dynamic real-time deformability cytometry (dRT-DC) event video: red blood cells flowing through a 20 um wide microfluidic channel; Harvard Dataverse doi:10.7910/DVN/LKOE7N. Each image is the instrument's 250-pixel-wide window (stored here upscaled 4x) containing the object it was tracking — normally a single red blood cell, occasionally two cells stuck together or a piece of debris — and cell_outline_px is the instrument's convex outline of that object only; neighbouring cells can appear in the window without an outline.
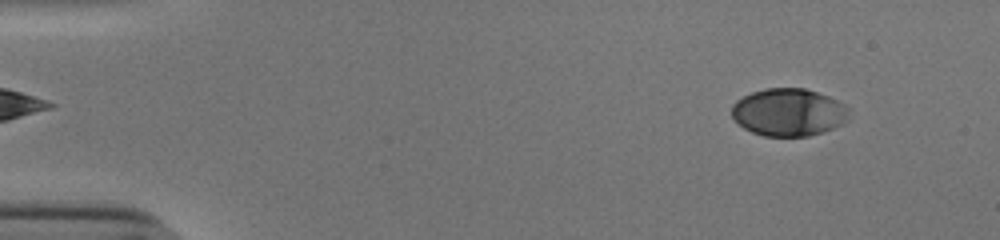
{"species": "human", "species_latin": "Homo sapiens", "temperature_condition": "cold", "stored_images_in_passage": 51, "camera_frame_rate_fps": 3000, "um_per_image_px": 0.085, "donor": {"sex": "male"}, "frame": {"image": 1, "passage_image": 3, "time_ms": 0.667, "image_size_px": [1000, 240], "cell_outline_px": [[848, 120], [832, 128], [808, 136], [764, 136], [752, 132], [744, 128], [732, 116], [732, 104], [736, 100], [752, 92], [764, 88], [804, 88], [828, 96], [844, 104], [848, 108]], "centroid_in_image_um": [67.01, 9.53], "position_along_channel_um": 18.0, "area_um2": 32.31}}
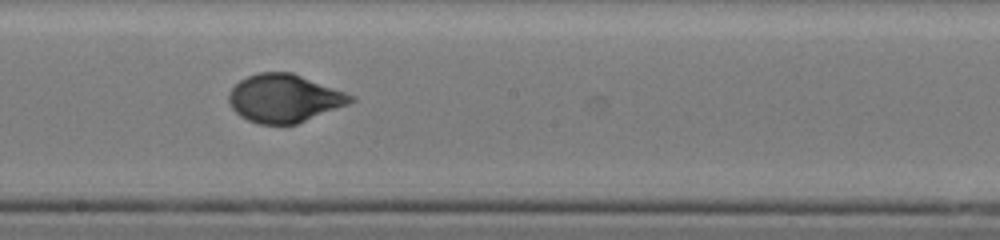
{"frame": {"image": 2, "passage_image": 28, "time_ms": 9.0, "image_size_px": [1000, 240], "cell_outline_px": [[356, 100], [348, 104], [296, 124], [260, 124], [248, 120], [240, 116], [232, 108], [228, 100], [228, 96], [232, 88], [240, 80], [248, 76], [260, 72], [292, 72], [356, 96]], "centroid_in_image_um": [24.17, 8.35], "position_along_channel_um": 224.0, "area_um2": 33.93}}
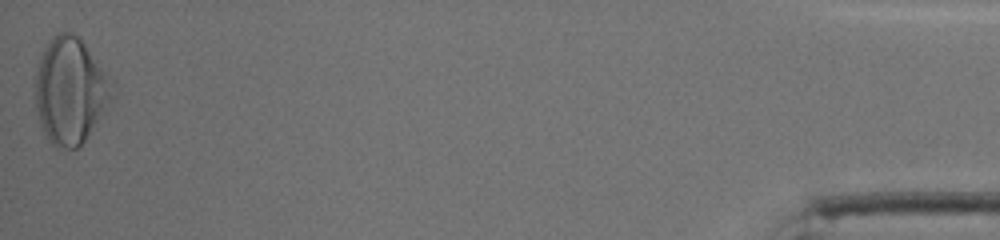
{"frame": {"image": 3, "passage_image": 51, "time_ms": 16.667, "image_size_px": [1000, 240], "cell_outline_px": [[112, 96], [84, 140], [76, 148], [56, 148], [48, 140], [40, 124], [36, 108], [32, 84], [40, 56], [44, 48], [52, 36], [56, 32], [72, 32], [84, 44], [104, 72]], "centroid_in_image_um": [5.85, 7.71], "position_along_channel_um": 429.4, "area_um2": 46.47}, "authors_computed_cell_mechanics": {"area_um2": 33.6974, "velocity_mm_per_s": 3.8398, "shape_relaxation_time_tau1_ms": 6.3724, "shape_relaxation_time_tau2_ms": null, "deformation_change_tau1": 0.2212, "deformation_change_tau2": null}}